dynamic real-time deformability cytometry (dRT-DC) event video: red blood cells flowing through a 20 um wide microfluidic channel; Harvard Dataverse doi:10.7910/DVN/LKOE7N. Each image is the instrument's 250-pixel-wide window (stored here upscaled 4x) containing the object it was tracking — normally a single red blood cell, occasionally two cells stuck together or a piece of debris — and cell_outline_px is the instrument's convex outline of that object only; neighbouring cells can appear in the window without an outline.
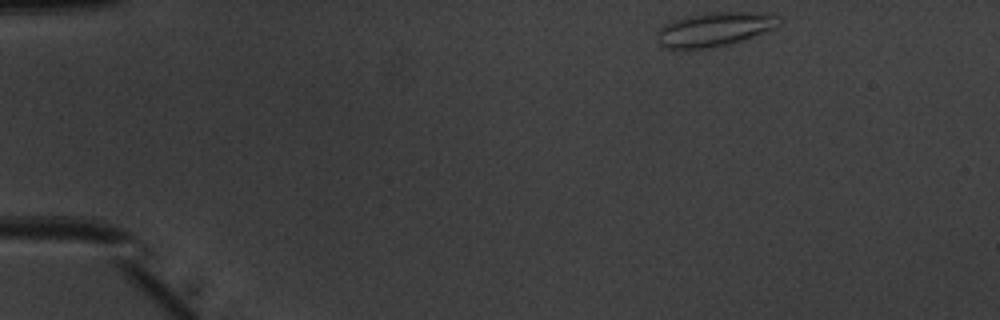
{"species": "common noctule bat (a hibernating species)", "species_latin": "Nyctalus noctula", "temperature_condition": "warm", "stored_images_in_passage": 44, "camera_frame_rate_fps": 3000, "um_per_image_px": 0.085, "animal": {"sex": "male", "body_mass_g": 20.1, "forearm_length_mm": 53.5}, "frame": {"image": 1, "passage_image": 1, "time_ms": 0.0, "image_size_px": [1000, 320], "cell_outline_px": [[780, 20], [776, 28], [728, 44], [712, 48], [664, 48], [656, 40], [656, 32], [664, 24], [688, 16], [712, 12], [756, 12], [780, 16]], "centroid_in_image_um": [60.71, 2.49], "position_along_channel_um": 24.3, "area_um2": 23.93}}
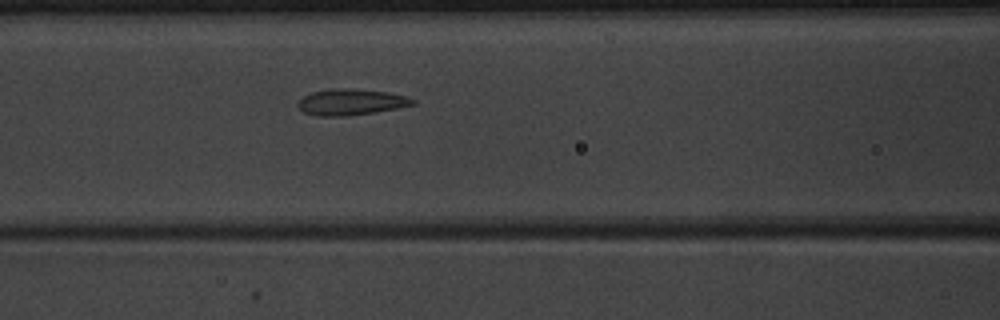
{"frame": {"image": 2, "passage_image": 16, "time_ms": 5.0, "image_size_px": [1000, 320], "cell_outline_px": [[416, 104], [396, 108], [348, 116], [316, 116], [304, 112], [296, 104], [304, 96], [312, 92], [332, 88], [348, 88], [388, 92], [408, 96], [416, 100]], "centroid_in_image_um": [29.84, 8.67], "position_along_channel_um": 136.8, "area_um2": 17.46}}
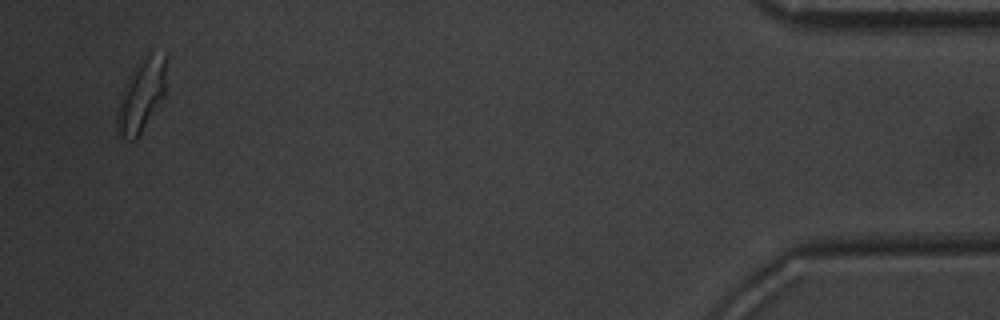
{"frame": {"image": 3, "passage_image": 43, "time_ms": 14.0, "image_size_px": [1000, 320], "cell_outline_px": [[168, 56], [164, 96], [136, 140], [124, 140], [116, 136], [116, 112], [120, 96], [128, 76], [148, 48]], "centroid_in_image_um": [12.01, 8.06], "position_along_channel_um": 423.2, "area_um2": 21.73}, "authors_computed_cell_mechanics": {"area_um2": 17.6868, "velocity_mm_per_s": 3.9942, "shape_relaxation_time_tau1_ms": 5.6427, "shape_relaxation_time_tau2_ms": 1.0051, "deformation_change_tau1": 0.1528, "deformation_change_tau2": 0.0675}}